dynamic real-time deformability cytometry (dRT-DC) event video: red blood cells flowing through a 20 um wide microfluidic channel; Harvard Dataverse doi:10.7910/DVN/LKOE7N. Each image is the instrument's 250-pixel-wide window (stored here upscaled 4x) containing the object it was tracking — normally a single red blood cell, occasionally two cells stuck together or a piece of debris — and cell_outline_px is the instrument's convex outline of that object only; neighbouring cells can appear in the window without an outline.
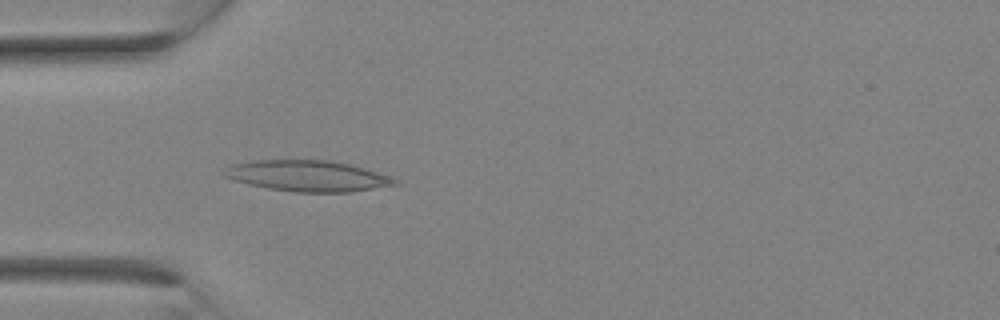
{"species": "Egyptian fruit bat (a non-hibernating species)", "species_latin": "Rousettus aegyptiacus", "temperature_condition": "room temperature", "stored_images_in_passage": 3, "camera_frame_rate_fps": 3000, "um_per_image_px": 0.085, "animal": {"sex": "female"}, "frame": {"image": 1, "passage_image": 3, "time_ms": 0.667, "image_size_px": [1000, 320], "cell_outline_px": [[400, 184], [348, 192], [296, 192], [268, 188], [248, 184], [224, 176], [220, 172], [228, 164], [252, 160], [328, 160], [348, 164], [364, 168], [392, 176]], "centroid_in_image_um": [26.1, 14.94], "position_along_channel_um": 58.9, "area_um2": 30.87}}